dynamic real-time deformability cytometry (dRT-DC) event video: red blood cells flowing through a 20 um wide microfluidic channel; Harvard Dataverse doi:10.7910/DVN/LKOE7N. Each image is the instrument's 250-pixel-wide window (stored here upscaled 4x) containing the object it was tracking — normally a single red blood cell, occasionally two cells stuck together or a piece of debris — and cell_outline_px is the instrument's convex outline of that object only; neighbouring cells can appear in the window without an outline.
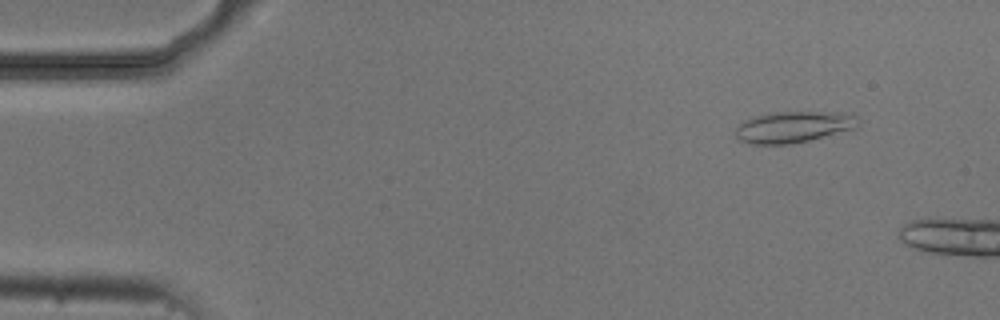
{"species": "common noctule bat (a hibernating species)", "species_latin": "Nyctalus noctula", "temperature_condition": "cold", "stored_images_in_passage": 4, "camera_frame_rate_fps": 3000, "um_per_image_px": 0.085, "animal": {"sex": "male", "body_mass_g": 20.5, "forearm_length_mm": 52.5}, "frame": {"image": 1, "passage_image": 2, "time_ms": 1.333, "image_size_px": [1000, 320], "cell_outline_px": [[860, 124], [856, 128], [808, 140], [788, 144], [752, 144], [740, 140], [736, 136], [736, 128], [744, 120], [768, 112], [852, 112], [860, 120]], "centroid_in_image_um": [67.5, 10.77], "position_along_channel_um": 17.5, "area_um2": 22.43}}